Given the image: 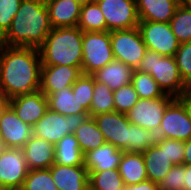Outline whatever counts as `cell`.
<instances>
[{"label": "cell", "instance_id": "6da1fadb", "mask_svg": "<svg viewBox=\"0 0 191 190\" xmlns=\"http://www.w3.org/2000/svg\"><path fill=\"white\" fill-rule=\"evenodd\" d=\"M39 49L2 45L0 48V94L9 99L40 90Z\"/></svg>", "mask_w": 191, "mask_h": 190}, {"label": "cell", "instance_id": "7a4b0ae2", "mask_svg": "<svg viewBox=\"0 0 191 190\" xmlns=\"http://www.w3.org/2000/svg\"><path fill=\"white\" fill-rule=\"evenodd\" d=\"M51 30L45 0H22L2 45L39 49Z\"/></svg>", "mask_w": 191, "mask_h": 190}, {"label": "cell", "instance_id": "3957f363", "mask_svg": "<svg viewBox=\"0 0 191 190\" xmlns=\"http://www.w3.org/2000/svg\"><path fill=\"white\" fill-rule=\"evenodd\" d=\"M83 31L79 27L52 28L39 48L42 65L81 67Z\"/></svg>", "mask_w": 191, "mask_h": 190}, {"label": "cell", "instance_id": "277c9868", "mask_svg": "<svg viewBox=\"0 0 191 190\" xmlns=\"http://www.w3.org/2000/svg\"><path fill=\"white\" fill-rule=\"evenodd\" d=\"M136 70L149 73L164 94L174 98L187 95L188 86L181 79L174 56H163L147 50Z\"/></svg>", "mask_w": 191, "mask_h": 190}, {"label": "cell", "instance_id": "5b68a950", "mask_svg": "<svg viewBox=\"0 0 191 190\" xmlns=\"http://www.w3.org/2000/svg\"><path fill=\"white\" fill-rule=\"evenodd\" d=\"M88 116L89 114L64 116L48 109L32 127L33 136L42 138L55 145L64 136L73 134Z\"/></svg>", "mask_w": 191, "mask_h": 190}, {"label": "cell", "instance_id": "8992f818", "mask_svg": "<svg viewBox=\"0 0 191 190\" xmlns=\"http://www.w3.org/2000/svg\"><path fill=\"white\" fill-rule=\"evenodd\" d=\"M159 137L187 141L191 139V118L189 115V98H174L167 106L161 125Z\"/></svg>", "mask_w": 191, "mask_h": 190}, {"label": "cell", "instance_id": "52a82bcc", "mask_svg": "<svg viewBox=\"0 0 191 190\" xmlns=\"http://www.w3.org/2000/svg\"><path fill=\"white\" fill-rule=\"evenodd\" d=\"M82 73L92 74L114 60L110 32H83Z\"/></svg>", "mask_w": 191, "mask_h": 190}, {"label": "cell", "instance_id": "ba28073f", "mask_svg": "<svg viewBox=\"0 0 191 190\" xmlns=\"http://www.w3.org/2000/svg\"><path fill=\"white\" fill-rule=\"evenodd\" d=\"M110 38L114 59L136 70L148 50L139 28L110 31Z\"/></svg>", "mask_w": 191, "mask_h": 190}, {"label": "cell", "instance_id": "9c48e42d", "mask_svg": "<svg viewBox=\"0 0 191 190\" xmlns=\"http://www.w3.org/2000/svg\"><path fill=\"white\" fill-rule=\"evenodd\" d=\"M138 28L148 50L163 56L175 55L180 43L170 23L139 20Z\"/></svg>", "mask_w": 191, "mask_h": 190}, {"label": "cell", "instance_id": "30bf717a", "mask_svg": "<svg viewBox=\"0 0 191 190\" xmlns=\"http://www.w3.org/2000/svg\"><path fill=\"white\" fill-rule=\"evenodd\" d=\"M174 97L164 94L157 99H141L126 113L131 124L158 132L168 104Z\"/></svg>", "mask_w": 191, "mask_h": 190}, {"label": "cell", "instance_id": "8fae6325", "mask_svg": "<svg viewBox=\"0 0 191 190\" xmlns=\"http://www.w3.org/2000/svg\"><path fill=\"white\" fill-rule=\"evenodd\" d=\"M96 2L103 13L108 32L138 27L139 18L135 0H99Z\"/></svg>", "mask_w": 191, "mask_h": 190}, {"label": "cell", "instance_id": "7c38bea8", "mask_svg": "<svg viewBox=\"0 0 191 190\" xmlns=\"http://www.w3.org/2000/svg\"><path fill=\"white\" fill-rule=\"evenodd\" d=\"M28 172L22 149L7 148L0 155V186L3 188H21Z\"/></svg>", "mask_w": 191, "mask_h": 190}, {"label": "cell", "instance_id": "4fadbf2b", "mask_svg": "<svg viewBox=\"0 0 191 190\" xmlns=\"http://www.w3.org/2000/svg\"><path fill=\"white\" fill-rule=\"evenodd\" d=\"M98 129L104 136L106 143L112 144L119 150L128 147L129 125L131 124L124 113L113 111L93 116Z\"/></svg>", "mask_w": 191, "mask_h": 190}, {"label": "cell", "instance_id": "5bb4252c", "mask_svg": "<svg viewBox=\"0 0 191 190\" xmlns=\"http://www.w3.org/2000/svg\"><path fill=\"white\" fill-rule=\"evenodd\" d=\"M32 135V127L23 122L7 104L0 114V137L7 147L21 149Z\"/></svg>", "mask_w": 191, "mask_h": 190}, {"label": "cell", "instance_id": "9a60e30c", "mask_svg": "<svg viewBox=\"0 0 191 190\" xmlns=\"http://www.w3.org/2000/svg\"><path fill=\"white\" fill-rule=\"evenodd\" d=\"M82 74V67L42 65L40 90L48 96L64 87H71Z\"/></svg>", "mask_w": 191, "mask_h": 190}, {"label": "cell", "instance_id": "2e32d148", "mask_svg": "<svg viewBox=\"0 0 191 190\" xmlns=\"http://www.w3.org/2000/svg\"><path fill=\"white\" fill-rule=\"evenodd\" d=\"M17 116L33 127L49 109L47 96L41 91L19 95L8 100Z\"/></svg>", "mask_w": 191, "mask_h": 190}, {"label": "cell", "instance_id": "e0dca14e", "mask_svg": "<svg viewBox=\"0 0 191 190\" xmlns=\"http://www.w3.org/2000/svg\"><path fill=\"white\" fill-rule=\"evenodd\" d=\"M58 190H89V173L84 165L52 164L49 168Z\"/></svg>", "mask_w": 191, "mask_h": 190}, {"label": "cell", "instance_id": "ac0fdd59", "mask_svg": "<svg viewBox=\"0 0 191 190\" xmlns=\"http://www.w3.org/2000/svg\"><path fill=\"white\" fill-rule=\"evenodd\" d=\"M21 149L29 170L48 169L55 163V145L42 138L32 135Z\"/></svg>", "mask_w": 191, "mask_h": 190}, {"label": "cell", "instance_id": "d6986e66", "mask_svg": "<svg viewBox=\"0 0 191 190\" xmlns=\"http://www.w3.org/2000/svg\"><path fill=\"white\" fill-rule=\"evenodd\" d=\"M142 154L148 180L158 184L173 167V163L166 155V139L160 138L157 144L152 145Z\"/></svg>", "mask_w": 191, "mask_h": 190}, {"label": "cell", "instance_id": "ffe728a7", "mask_svg": "<svg viewBox=\"0 0 191 190\" xmlns=\"http://www.w3.org/2000/svg\"><path fill=\"white\" fill-rule=\"evenodd\" d=\"M52 28L77 27L82 5L75 0H45Z\"/></svg>", "mask_w": 191, "mask_h": 190}, {"label": "cell", "instance_id": "44dd1931", "mask_svg": "<svg viewBox=\"0 0 191 190\" xmlns=\"http://www.w3.org/2000/svg\"><path fill=\"white\" fill-rule=\"evenodd\" d=\"M139 20L170 23L180 0H135Z\"/></svg>", "mask_w": 191, "mask_h": 190}, {"label": "cell", "instance_id": "7402d4cb", "mask_svg": "<svg viewBox=\"0 0 191 190\" xmlns=\"http://www.w3.org/2000/svg\"><path fill=\"white\" fill-rule=\"evenodd\" d=\"M123 153V150H119L110 143H105L84 154V166L88 172L118 169Z\"/></svg>", "mask_w": 191, "mask_h": 190}, {"label": "cell", "instance_id": "603a6c76", "mask_svg": "<svg viewBox=\"0 0 191 190\" xmlns=\"http://www.w3.org/2000/svg\"><path fill=\"white\" fill-rule=\"evenodd\" d=\"M133 69L119 60H113L91 75L95 81L105 84L112 91L131 83Z\"/></svg>", "mask_w": 191, "mask_h": 190}, {"label": "cell", "instance_id": "cb8c5ba5", "mask_svg": "<svg viewBox=\"0 0 191 190\" xmlns=\"http://www.w3.org/2000/svg\"><path fill=\"white\" fill-rule=\"evenodd\" d=\"M124 185H133L148 179L142 153L125 152L118 165Z\"/></svg>", "mask_w": 191, "mask_h": 190}, {"label": "cell", "instance_id": "d4e9b609", "mask_svg": "<svg viewBox=\"0 0 191 190\" xmlns=\"http://www.w3.org/2000/svg\"><path fill=\"white\" fill-rule=\"evenodd\" d=\"M48 107L51 111L64 116L73 114H89L77 97L73 94L72 87H64L61 90L47 96Z\"/></svg>", "mask_w": 191, "mask_h": 190}, {"label": "cell", "instance_id": "484cf974", "mask_svg": "<svg viewBox=\"0 0 191 190\" xmlns=\"http://www.w3.org/2000/svg\"><path fill=\"white\" fill-rule=\"evenodd\" d=\"M55 164L66 166L84 165V154L74 134L64 136L55 144Z\"/></svg>", "mask_w": 191, "mask_h": 190}, {"label": "cell", "instance_id": "4316f807", "mask_svg": "<svg viewBox=\"0 0 191 190\" xmlns=\"http://www.w3.org/2000/svg\"><path fill=\"white\" fill-rule=\"evenodd\" d=\"M73 134L83 154L106 143L103 134L91 116H88Z\"/></svg>", "mask_w": 191, "mask_h": 190}, {"label": "cell", "instance_id": "83f0119b", "mask_svg": "<svg viewBox=\"0 0 191 190\" xmlns=\"http://www.w3.org/2000/svg\"><path fill=\"white\" fill-rule=\"evenodd\" d=\"M77 27L83 32L107 31L105 18L97 2L82 5Z\"/></svg>", "mask_w": 191, "mask_h": 190}, {"label": "cell", "instance_id": "f1b7e54d", "mask_svg": "<svg viewBox=\"0 0 191 190\" xmlns=\"http://www.w3.org/2000/svg\"><path fill=\"white\" fill-rule=\"evenodd\" d=\"M159 133L146 130L135 124L129 125L128 147L125 152L143 153L152 145L159 142Z\"/></svg>", "mask_w": 191, "mask_h": 190}, {"label": "cell", "instance_id": "f546056e", "mask_svg": "<svg viewBox=\"0 0 191 190\" xmlns=\"http://www.w3.org/2000/svg\"><path fill=\"white\" fill-rule=\"evenodd\" d=\"M89 173V190H122L123 179L118 169H108Z\"/></svg>", "mask_w": 191, "mask_h": 190}, {"label": "cell", "instance_id": "4dcf8cb0", "mask_svg": "<svg viewBox=\"0 0 191 190\" xmlns=\"http://www.w3.org/2000/svg\"><path fill=\"white\" fill-rule=\"evenodd\" d=\"M115 111L113 91L105 84L94 80V90L89 116Z\"/></svg>", "mask_w": 191, "mask_h": 190}, {"label": "cell", "instance_id": "1f68e13d", "mask_svg": "<svg viewBox=\"0 0 191 190\" xmlns=\"http://www.w3.org/2000/svg\"><path fill=\"white\" fill-rule=\"evenodd\" d=\"M131 83L141 99H157L164 95V92L149 73L134 70Z\"/></svg>", "mask_w": 191, "mask_h": 190}, {"label": "cell", "instance_id": "d6a6232c", "mask_svg": "<svg viewBox=\"0 0 191 190\" xmlns=\"http://www.w3.org/2000/svg\"><path fill=\"white\" fill-rule=\"evenodd\" d=\"M170 25L180 44L191 42V8L180 4L170 20Z\"/></svg>", "mask_w": 191, "mask_h": 190}, {"label": "cell", "instance_id": "836d02e7", "mask_svg": "<svg viewBox=\"0 0 191 190\" xmlns=\"http://www.w3.org/2000/svg\"><path fill=\"white\" fill-rule=\"evenodd\" d=\"M21 188L23 190H58L49 168L29 170Z\"/></svg>", "mask_w": 191, "mask_h": 190}, {"label": "cell", "instance_id": "e575fe53", "mask_svg": "<svg viewBox=\"0 0 191 190\" xmlns=\"http://www.w3.org/2000/svg\"><path fill=\"white\" fill-rule=\"evenodd\" d=\"M115 111L126 114L139 100L132 83L113 91Z\"/></svg>", "mask_w": 191, "mask_h": 190}, {"label": "cell", "instance_id": "d590c367", "mask_svg": "<svg viewBox=\"0 0 191 190\" xmlns=\"http://www.w3.org/2000/svg\"><path fill=\"white\" fill-rule=\"evenodd\" d=\"M73 94L77 95L80 104L89 112L92 104L94 78L90 74H82L71 86Z\"/></svg>", "mask_w": 191, "mask_h": 190}, {"label": "cell", "instance_id": "8d00e7d4", "mask_svg": "<svg viewBox=\"0 0 191 190\" xmlns=\"http://www.w3.org/2000/svg\"><path fill=\"white\" fill-rule=\"evenodd\" d=\"M174 58L181 79L189 86L191 84V42L181 43Z\"/></svg>", "mask_w": 191, "mask_h": 190}, {"label": "cell", "instance_id": "74e56055", "mask_svg": "<svg viewBox=\"0 0 191 190\" xmlns=\"http://www.w3.org/2000/svg\"><path fill=\"white\" fill-rule=\"evenodd\" d=\"M185 165H173L158 183L159 190H184Z\"/></svg>", "mask_w": 191, "mask_h": 190}, {"label": "cell", "instance_id": "f35d334b", "mask_svg": "<svg viewBox=\"0 0 191 190\" xmlns=\"http://www.w3.org/2000/svg\"><path fill=\"white\" fill-rule=\"evenodd\" d=\"M22 0H0V36L11 27Z\"/></svg>", "mask_w": 191, "mask_h": 190}, {"label": "cell", "instance_id": "ab89813d", "mask_svg": "<svg viewBox=\"0 0 191 190\" xmlns=\"http://www.w3.org/2000/svg\"><path fill=\"white\" fill-rule=\"evenodd\" d=\"M166 155L173 163V165L183 164L184 141L166 139Z\"/></svg>", "mask_w": 191, "mask_h": 190}, {"label": "cell", "instance_id": "60d3db41", "mask_svg": "<svg viewBox=\"0 0 191 190\" xmlns=\"http://www.w3.org/2000/svg\"><path fill=\"white\" fill-rule=\"evenodd\" d=\"M122 190H159L158 184L150 180H145L138 184L125 185Z\"/></svg>", "mask_w": 191, "mask_h": 190}, {"label": "cell", "instance_id": "b9f144b4", "mask_svg": "<svg viewBox=\"0 0 191 190\" xmlns=\"http://www.w3.org/2000/svg\"><path fill=\"white\" fill-rule=\"evenodd\" d=\"M184 165H191V139L184 141Z\"/></svg>", "mask_w": 191, "mask_h": 190}, {"label": "cell", "instance_id": "7bdbcfd3", "mask_svg": "<svg viewBox=\"0 0 191 190\" xmlns=\"http://www.w3.org/2000/svg\"><path fill=\"white\" fill-rule=\"evenodd\" d=\"M184 190H191V165H185Z\"/></svg>", "mask_w": 191, "mask_h": 190}, {"label": "cell", "instance_id": "ee69618b", "mask_svg": "<svg viewBox=\"0 0 191 190\" xmlns=\"http://www.w3.org/2000/svg\"><path fill=\"white\" fill-rule=\"evenodd\" d=\"M8 104V101L0 94V114L4 107Z\"/></svg>", "mask_w": 191, "mask_h": 190}, {"label": "cell", "instance_id": "f6af8a7d", "mask_svg": "<svg viewBox=\"0 0 191 190\" xmlns=\"http://www.w3.org/2000/svg\"><path fill=\"white\" fill-rule=\"evenodd\" d=\"M5 141L0 137V155L7 149Z\"/></svg>", "mask_w": 191, "mask_h": 190}, {"label": "cell", "instance_id": "bcb514c9", "mask_svg": "<svg viewBox=\"0 0 191 190\" xmlns=\"http://www.w3.org/2000/svg\"><path fill=\"white\" fill-rule=\"evenodd\" d=\"M181 4L191 8V0H180Z\"/></svg>", "mask_w": 191, "mask_h": 190}, {"label": "cell", "instance_id": "7dc6e473", "mask_svg": "<svg viewBox=\"0 0 191 190\" xmlns=\"http://www.w3.org/2000/svg\"><path fill=\"white\" fill-rule=\"evenodd\" d=\"M75 1L78 2V3L81 4V5L94 2V0H75Z\"/></svg>", "mask_w": 191, "mask_h": 190}, {"label": "cell", "instance_id": "c3c4849f", "mask_svg": "<svg viewBox=\"0 0 191 190\" xmlns=\"http://www.w3.org/2000/svg\"><path fill=\"white\" fill-rule=\"evenodd\" d=\"M186 96L191 100V84L188 86V91Z\"/></svg>", "mask_w": 191, "mask_h": 190}, {"label": "cell", "instance_id": "681fc988", "mask_svg": "<svg viewBox=\"0 0 191 190\" xmlns=\"http://www.w3.org/2000/svg\"><path fill=\"white\" fill-rule=\"evenodd\" d=\"M189 115H190V118H191V100L189 99Z\"/></svg>", "mask_w": 191, "mask_h": 190}, {"label": "cell", "instance_id": "f907efd6", "mask_svg": "<svg viewBox=\"0 0 191 190\" xmlns=\"http://www.w3.org/2000/svg\"><path fill=\"white\" fill-rule=\"evenodd\" d=\"M6 190H23L22 188L6 189Z\"/></svg>", "mask_w": 191, "mask_h": 190}, {"label": "cell", "instance_id": "816d5d0a", "mask_svg": "<svg viewBox=\"0 0 191 190\" xmlns=\"http://www.w3.org/2000/svg\"><path fill=\"white\" fill-rule=\"evenodd\" d=\"M2 46V37L0 36V48Z\"/></svg>", "mask_w": 191, "mask_h": 190}, {"label": "cell", "instance_id": "f5cc1de1", "mask_svg": "<svg viewBox=\"0 0 191 190\" xmlns=\"http://www.w3.org/2000/svg\"><path fill=\"white\" fill-rule=\"evenodd\" d=\"M0 190H6V188H3L2 186H0Z\"/></svg>", "mask_w": 191, "mask_h": 190}]
</instances>
